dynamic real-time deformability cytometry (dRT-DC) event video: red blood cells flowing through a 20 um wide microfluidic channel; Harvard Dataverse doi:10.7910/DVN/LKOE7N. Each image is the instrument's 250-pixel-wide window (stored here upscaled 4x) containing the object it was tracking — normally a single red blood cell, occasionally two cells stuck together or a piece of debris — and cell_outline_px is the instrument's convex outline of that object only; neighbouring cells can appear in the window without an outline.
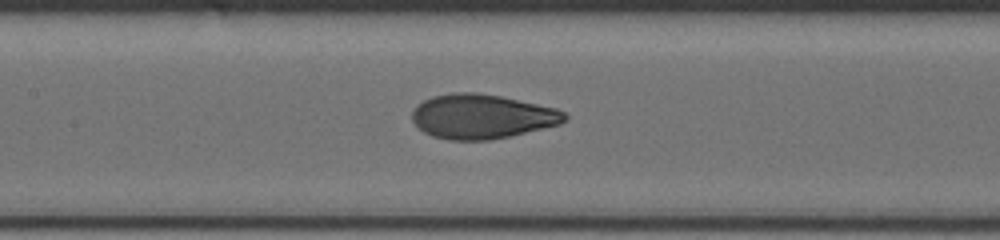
{"species": "human", "species_latin": "Homo sapiens", "temperature_condition": "cold", "stored_images_in_passage": 9, "segment_of_instrument_passage": [2, 2], "camera_frame_rate_fps": 3000, "um_per_image_px": 0.085, "donor": {"sex": "male"}, "frame": {"image": 1, "passage_image": 9, "time_ms": 7.667, "image_size_px": [1000, 240], "cell_outline_px": [[568, 120], [560, 124], [508, 136], [488, 140], [448, 140], [432, 136], [424, 132], [412, 120], [412, 112], [424, 100], [432, 96], [452, 92], [476, 92], [500, 96], [556, 108], [564, 112], [568, 116]], "centroid_in_image_um": [40.97, 9.9], "position_along_channel_um": 166.4, "area_um2": 39.3}}